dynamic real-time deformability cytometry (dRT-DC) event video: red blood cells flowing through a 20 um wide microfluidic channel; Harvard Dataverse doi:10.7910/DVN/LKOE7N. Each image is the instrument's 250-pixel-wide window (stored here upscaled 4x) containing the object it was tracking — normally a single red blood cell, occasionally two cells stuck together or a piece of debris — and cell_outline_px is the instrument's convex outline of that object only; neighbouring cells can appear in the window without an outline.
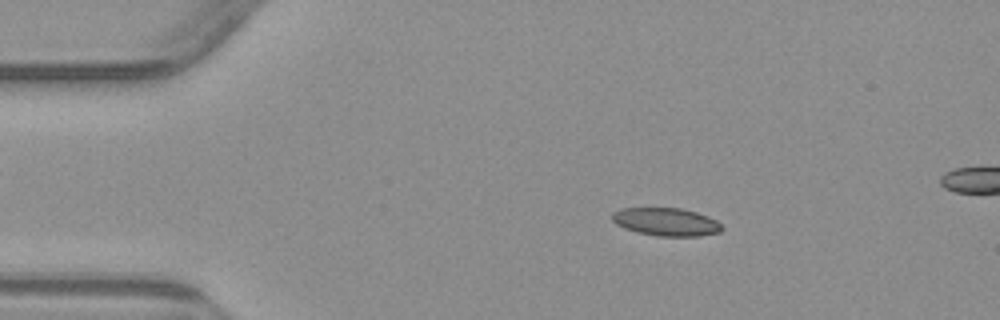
{"species": "common noctule bat (a hibernating species)", "species_latin": "Nyctalus noctula", "temperature_condition": "warm", "stored_images_in_passage": 5, "camera_frame_rate_fps": 3000, "um_per_image_px": 0.085, "animal": {"sex": "male", "body_mass_g": 23.1, "forearm_length_mm": 52.7}, "frame": {"image": 1, "passage_image": 1, "time_ms": 0.0, "image_size_px": [1000, 320], "cell_outline_px": [[724, 228], [720, 232], [700, 236], [656, 236], [636, 232], [624, 228], [616, 224], [612, 220], [612, 212], [620, 208], [680, 208], [696, 212], [708, 216], [716, 220]], "centroid_in_image_um": [56.61, 18.86], "position_along_channel_um": 28.4, "area_um2": 18.03}}
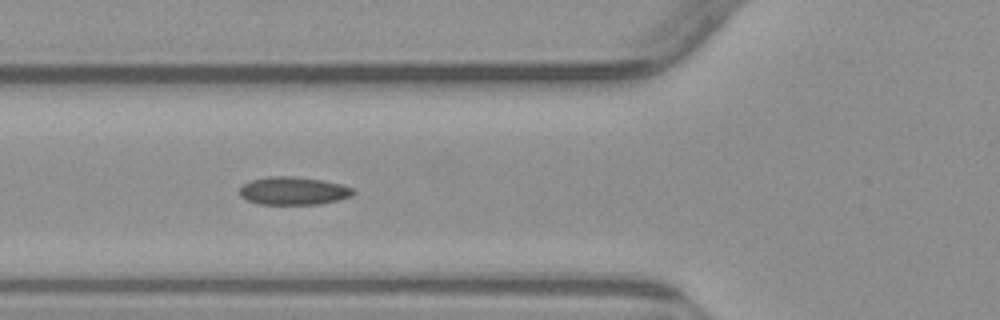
{"frame": {"image": 2, "passage_image": 4, "time_ms": 3.333, "image_size_px": [1000, 320], "cell_outline_px": [[356, 192], [352, 196], [320, 204], [260, 204], [248, 200], [240, 196], [240, 188], [248, 180], [268, 176], [292, 176], [320, 180], [340, 184], [352, 188]], "centroid_in_image_um": [24.91, 16.22], "position_along_channel_um": 100.9, "area_um2": 18.44}}
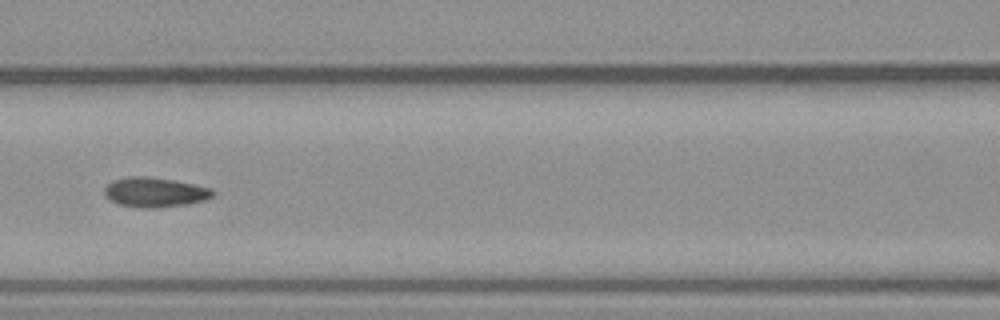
{"frame": {"image": 3, "passage_image": 5, "time_ms": 4.667, "image_size_px": [1000, 320], "cell_outline_px": [[216, 192], [212, 196], [204, 200], [188, 204], [156, 208], [144, 208], [120, 204], [112, 200], [104, 192], [104, 188], [112, 180], [128, 176], [148, 176], [176, 180], [212, 188]], "centroid_in_image_um": [13.2, 16.32], "position_along_channel_um": 153.4, "area_um2": 18.79}}